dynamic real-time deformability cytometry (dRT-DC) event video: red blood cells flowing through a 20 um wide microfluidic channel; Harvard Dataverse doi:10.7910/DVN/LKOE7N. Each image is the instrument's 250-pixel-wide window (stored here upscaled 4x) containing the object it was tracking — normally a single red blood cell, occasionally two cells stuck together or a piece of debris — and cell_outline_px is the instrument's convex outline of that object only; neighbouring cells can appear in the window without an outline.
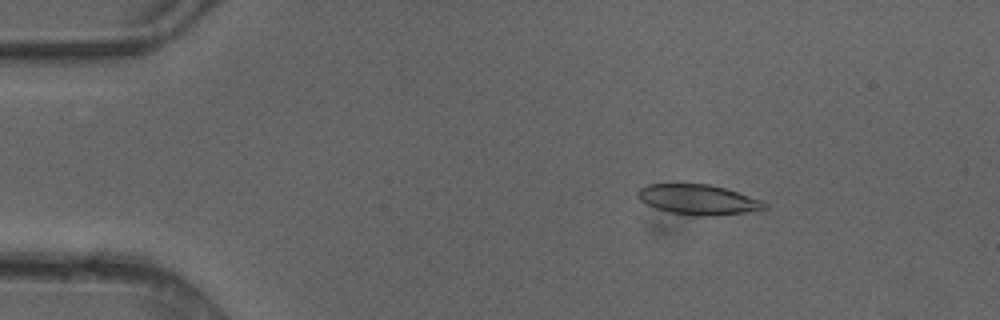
{"species": "common noctule bat (a hibernating species)", "species_latin": "Nyctalus noctula", "temperature_condition": "cold", "stored_images_in_passage": 4, "camera_frame_rate_fps": 3000, "um_per_image_px": 0.085, "animal": {"sex": "female"}, "frame": {"image": 1, "passage_image": 2, "time_ms": 0.333, "image_size_px": [1000, 320], "cell_outline_px": [[768, 208], [744, 212], [712, 216], [668, 212], [644, 204], [636, 196], [636, 192], [640, 188], [648, 184], [708, 184], [724, 188], [760, 200], [768, 204]], "centroid_in_image_um": [59.28, 16.96], "position_along_channel_um": 25.7, "area_um2": 21.91}}
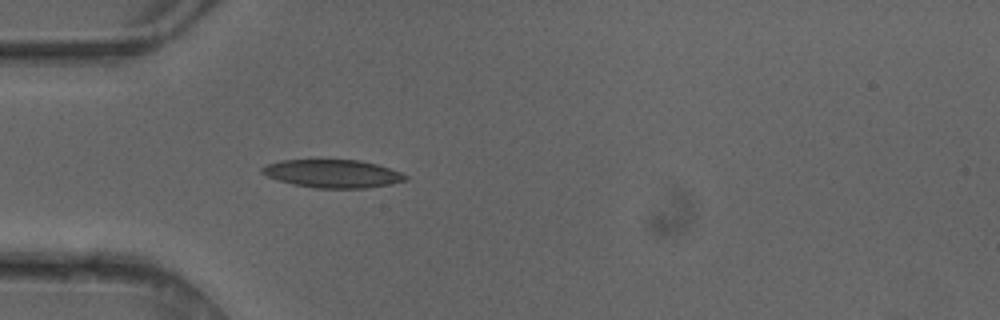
{"frame": {"image": 2, "passage_image": 4, "time_ms": 1.0, "image_size_px": [1000, 320], "cell_outline_px": [[408, 180], [392, 184], [368, 188], [312, 188], [292, 184], [268, 176], [260, 172], [260, 168], [268, 164], [280, 160], [360, 160], [376, 164], [400, 172], [408, 176]], "centroid_in_image_um": [28.29, 14.77], "position_along_channel_um": 56.7, "area_um2": 23.47}}